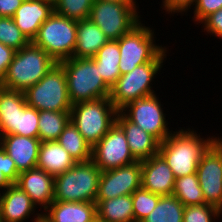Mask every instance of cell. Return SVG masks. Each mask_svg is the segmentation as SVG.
Wrapping results in <instances>:
<instances>
[{
    "label": "cell",
    "mask_w": 222,
    "mask_h": 222,
    "mask_svg": "<svg viewBox=\"0 0 222 222\" xmlns=\"http://www.w3.org/2000/svg\"><path fill=\"white\" fill-rule=\"evenodd\" d=\"M183 128L173 131L161 142L158 151L175 178L196 173L202 155L218 138L211 136L204 139L193 128Z\"/></svg>",
    "instance_id": "cell-1"
},
{
    "label": "cell",
    "mask_w": 222,
    "mask_h": 222,
    "mask_svg": "<svg viewBox=\"0 0 222 222\" xmlns=\"http://www.w3.org/2000/svg\"><path fill=\"white\" fill-rule=\"evenodd\" d=\"M57 62L30 42L16 51L0 86L25 92L38 83Z\"/></svg>",
    "instance_id": "cell-2"
},
{
    "label": "cell",
    "mask_w": 222,
    "mask_h": 222,
    "mask_svg": "<svg viewBox=\"0 0 222 222\" xmlns=\"http://www.w3.org/2000/svg\"><path fill=\"white\" fill-rule=\"evenodd\" d=\"M59 64L65 70L72 105L110 96L111 88L103 81L93 58L72 57Z\"/></svg>",
    "instance_id": "cell-3"
},
{
    "label": "cell",
    "mask_w": 222,
    "mask_h": 222,
    "mask_svg": "<svg viewBox=\"0 0 222 222\" xmlns=\"http://www.w3.org/2000/svg\"><path fill=\"white\" fill-rule=\"evenodd\" d=\"M154 30L141 21L118 39L120 49L119 70L121 75L131 72L136 66L148 62H164L167 47L155 42Z\"/></svg>",
    "instance_id": "cell-4"
},
{
    "label": "cell",
    "mask_w": 222,
    "mask_h": 222,
    "mask_svg": "<svg viewBox=\"0 0 222 222\" xmlns=\"http://www.w3.org/2000/svg\"><path fill=\"white\" fill-rule=\"evenodd\" d=\"M102 171L90 160L54 177V201L94 202Z\"/></svg>",
    "instance_id": "cell-5"
},
{
    "label": "cell",
    "mask_w": 222,
    "mask_h": 222,
    "mask_svg": "<svg viewBox=\"0 0 222 222\" xmlns=\"http://www.w3.org/2000/svg\"><path fill=\"white\" fill-rule=\"evenodd\" d=\"M39 111L26 103L24 92L0 86V136L38 138Z\"/></svg>",
    "instance_id": "cell-6"
},
{
    "label": "cell",
    "mask_w": 222,
    "mask_h": 222,
    "mask_svg": "<svg viewBox=\"0 0 222 222\" xmlns=\"http://www.w3.org/2000/svg\"><path fill=\"white\" fill-rule=\"evenodd\" d=\"M118 110L109 97L72 105L70 120L82 134L85 141L93 147L116 122Z\"/></svg>",
    "instance_id": "cell-7"
},
{
    "label": "cell",
    "mask_w": 222,
    "mask_h": 222,
    "mask_svg": "<svg viewBox=\"0 0 222 222\" xmlns=\"http://www.w3.org/2000/svg\"><path fill=\"white\" fill-rule=\"evenodd\" d=\"M77 21L55 11L40 26L32 43L57 63L72 58L76 48Z\"/></svg>",
    "instance_id": "cell-8"
},
{
    "label": "cell",
    "mask_w": 222,
    "mask_h": 222,
    "mask_svg": "<svg viewBox=\"0 0 222 222\" xmlns=\"http://www.w3.org/2000/svg\"><path fill=\"white\" fill-rule=\"evenodd\" d=\"M24 95L27 105L38 111H70L72 107L65 70L59 63L38 83L28 88Z\"/></svg>",
    "instance_id": "cell-9"
},
{
    "label": "cell",
    "mask_w": 222,
    "mask_h": 222,
    "mask_svg": "<svg viewBox=\"0 0 222 222\" xmlns=\"http://www.w3.org/2000/svg\"><path fill=\"white\" fill-rule=\"evenodd\" d=\"M162 67L163 62H148L120 75L110 90L109 98L113 106L120 111L133 101L155 94L152 89L153 79Z\"/></svg>",
    "instance_id": "cell-10"
},
{
    "label": "cell",
    "mask_w": 222,
    "mask_h": 222,
    "mask_svg": "<svg viewBox=\"0 0 222 222\" xmlns=\"http://www.w3.org/2000/svg\"><path fill=\"white\" fill-rule=\"evenodd\" d=\"M136 3L94 0L89 19L109 40H118L141 21Z\"/></svg>",
    "instance_id": "cell-11"
},
{
    "label": "cell",
    "mask_w": 222,
    "mask_h": 222,
    "mask_svg": "<svg viewBox=\"0 0 222 222\" xmlns=\"http://www.w3.org/2000/svg\"><path fill=\"white\" fill-rule=\"evenodd\" d=\"M161 106L159 97L153 94L127 104L120 112L161 143L173 132L169 130L166 113Z\"/></svg>",
    "instance_id": "cell-12"
},
{
    "label": "cell",
    "mask_w": 222,
    "mask_h": 222,
    "mask_svg": "<svg viewBox=\"0 0 222 222\" xmlns=\"http://www.w3.org/2000/svg\"><path fill=\"white\" fill-rule=\"evenodd\" d=\"M91 160L101 171L135 163L122 128L115 122L107 134L91 150Z\"/></svg>",
    "instance_id": "cell-13"
},
{
    "label": "cell",
    "mask_w": 222,
    "mask_h": 222,
    "mask_svg": "<svg viewBox=\"0 0 222 222\" xmlns=\"http://www.w3.org/2000/svg\"><path fill=\"white\" fill-rule=\"evenodd\" d=\"M197 176L206 204L222 211V138L218 137L204 152Z\"/></svg>",
    "instance_id": "cell-14"
},
{
    "label": "cell",
    "mask_w": 222,
    "mask_h": 222,
    "mask_svg": "<svg viewBox=\"0 0 222 222\" xmlns=\"http://www.w3.org/2000/svg\"><path fill=\"white\" fill-rule=\"evenodd\" d=\"M141 179V161L102 171L95 199L96 205L102 200L131 195L136 189L141 187Z\"/></svg>",
    "instance_id": "cell-15"
},
{
    "label": "cell",
    "mask_w": 222,
    "mask_h": 222,
    "mask_svg": "<svg viewBox=\"0 0 222 222\" xmlns=\"http://www.w3.org/2000/svg\"><path fill=\"white\" fill-rule=\"evenodd\" d=\"M41 141L21 135L0 136V146L15 162L19 173L36 168Z\"/></svg>",
    "instance_id": "cell-16"
},
{
    "label": "cell",
    "mask_w": 222,
    "mask_h": 222,
    "mask_svg": "<svg viewBox=\"0 0 222 222\" xmlns=\"http://www.w3.org/2000/svg\"><path fill=\"white\" fill-rule=\"evenodd\" d=\"M141 170L142 188L160 196L173 194L175 177L159 153L141 161Z\"/></svg>",
    "instance_id": "cell-17"
},
{
    "label": "cell",
    "mask_w": 222,
    "mask_h": 222,
    "mask_svg": "<svg viewBox=\"0 0 222 222\" xmlns=\"http://www.w3.org/2000/svg\"><path fill=\"white\" fill-rule=\"evenodd\" d=\"M54 12V2L48 0H24L12 17L16 26L32 42L40 26Z\"/></svg>",
    "instance_id": "cell-18"
},
{
    "label": "cell",
    "mask_w": 222,
    "mask_h": 222,
    "mask_svg": "<svg viewBox=\"0 0 222 222\" xmlns=\"http://www.w3.org/2000/svg\"><path fill=\"white\" fill-rule=\"evenodd\" d=\"M36 206L45 211L54 201V176L34 168L21 172L16 183Z\"/></svg>",
    "instance_id": "cell-19"
},
{
    "label": "cell",
    "mask_w": 222,
    "mask_h": 222,
    "mask_svg": "<svg viewBox=\"0 0 222 222\" xmlns=\"http://www.w3.org/2000/svg\"><path fill=\"white\" fill-rule=\"evenodd\" d=\"M38 207L16 184H11L0 193V221L24 222Z\"/></svg>",
    "instance_id": "cell-20"
},
{
    "label": "cell",
    "mask_w": 222,
    "mask_h": 222,
    "mask_svg": "<svg viewBox=\"0 0 222 222\" xmlns=\"http://www.w3.org/2000/svg\"><path fill=\"white\" fill-rule=\"evenodd\" d=\"M47 222H93L97 218L94 202L53 201L42 212Z\"/></svg>",
    "instance_id": "cell-21"
},
{
    "label": "cell",
    "mask_w": 222,
    "mask_h": 222,
    "mask_svg": "<svg viewBox=\"0 0 222 222\" xmlns=\"http://www.w3.org/2000/svg\"><path fill=\"white\" fill-rule=\"evenodd\" d=\"M116 123L124 131L131 153L137 161H144L158 154L160 142L129 121L120 111L116 115Z\"/></svg>",
    "instance_id": "cell-22"
},
{
    "label": "cell",
    "mask_w": 222,
    "mask_h": 222,
    "mask_svg": "<svg viewBox=\"0 0 222 222\" xmlns=\"http://www.w3.org/2000/svg\"><path fill=\"white\" fill-rule=\"evenodd\" d=\"M109 39L89 18L77 21L76 48L73 58H93Z\"/></svg>",
    "instance_id": "cell-23"
},
{
    "label": "cell",
    "mask_w": 222,
    "mask_h": 222,
    "mask_svg": "<svg viewBox=\"0 0 222 222\" xmlns=\"http://www.w3.org/2000/svg\"><path fill=\"white\" fill-rule=\"evenodd\" d=\"M75 164V160L58 141L41 142L36 168L55 177L66 172Z\"/></svg>",
    "instance_id": "cell-24"
},
{
    "label": "cell",
    "mask_w": 222,
    "mask_h": 222,
    "mask_svg": "<svg viewBox=\"0 0 222 222\" xmlns=\"http://www.w3.org/2000/svg\"><path fill=\"white\" fill-rule=\"evenodd\" d=\"M93 59L99 68L103 81L111 88L121 75L118 40H109L98 50Z\"/></svg>",
    "instance_id": "cell-25"
},
{
    "label": "cell",
    "mask_w": 222,
    "mask_h": 222,
    "mask_svg": "<svg viewBox=\"0 0 222 222\" xmlns=\"http://www.w3.org/2000/svg\"><path fill=\"white\" fill-rule=\"evenodd\" d=\"M97 218L103 222H134L132 196L100 201L97 204Z\"/></svg>",
    "instance_id": "cell-26"
},
{
    "label": "cell",
    "mask_w": 222,
    "mask_h": 222,
    "mask_svg": "<svg viewBox=\"0 0 222 222\" xmlns=\"http://www.w3.org/2000/svg\"><path fill=\"white\" fill-rule=\"evenodd\" d=\"M57 141L76 163L91 160L92 147L85 141L71 120L65 126Z\"/></svg>",
    "instance_id": "cell-27"
},
{
    "label": "cell",
    "mask_w": 222,
    "mask_h": 222,
    "mask_svg": "<svg viewBox=\"0 0 222 222\" xmlns=\"http://www.w3.org/2000/svg\"><path fill=\"white\" fill-rule=\"evenodd\" d=\"M70 121V111H39L38 138L41 142L57 141Z\"/></svg>",
    "instance_id": "cell-28"
},
{
    "label": "cell",
    "mask_w": 222,
    "mask_h": 222,
    "mask_svg": "<svg viewBox=\"0 0 222 222\" xmlns=\"http://www.w3.org/2000/svg\"><path fill=\"white\" fill-rule=\"evenodd\" d=\"M173 195L184 206L205 204L197 173L175 178Z\"/></svg>",
    "instance_id": "cell-29"
},
{
    "label": "cell",
    "mask_w": 222,
    "mask_h": 222,
    "mask_svg": "<svg viewBox=\"0 0 222 222\" xmlns=\"http://www.w3.org/2000/svg\"><path fill=\"white\" fill-rule=\"evenodd\" d=\"M184 209L185 206L173 194L164 195L141 222H183Z\"/></svg>",
    "instance_id": "cell-30"
},
{
    "label": "cell",
    "mask_w": 222,
    "mask_h": 222,
    "mask_svg": "<svg viewBox=\"0 0 222 222\" xmlns=\"http://www.w3.org/2000/svg\"><path fill=\"white\" fill-rule=\"evenodd\" d=\"M94 0H55L54 11L69 19H88Z\"/></svg>",
    "instance_id": "cell-31"
},
{
    "label": "cell",
    "mask_w": 222,
    "mask_h": 222,
    "mask_svg": "<svg viewBox=\"0 0 222 222\" xmlns=\"http://www.w3.org/2000/svg\"><path fill=\"white\" fill-rule=\"evenodd\" d=\"M0 42L15 51L27 46L30 41L16 26L12 17H0Z\"/></svg>",
    "instance_id": "cell-32"
},
{
    "label": "cell",
    "mask_w": 222,
    "mask_h": 222,
    "mask_svg": "<svg viewBox=\"0 0 222 222\" xmlns=\"http://www.w3.org/2000/svg\"><path fill=\"white\" fill-rule=\"evenodd\" d=\"M134 222H141L157 206L160 195L154 194L142 187L132 194Z\"/></svg>",
    "instance_id": "cell-33"
},
{
    "label": "cell",
    "mask_w": 222,
    "mask_h": 222,
    "mask_svg": "<svg viewBox=\"0 0 222 222\" xmlns=\"http://www.w3.org/2000/svg\"><path fill=\"white\" fill-rule=\"evenodd\" d=\"M222 211L210 204L185 206L183 222H215Z\"/></svg>",
    "instance_id": "cell-34"
},
{
    "label": "cell",
    "mask_w": 222,
    "mask_h": 222,
    "mask_svg": "<svg viewBox=\"0 0 222 222\" xmlns=\"http://www.w3.org/2000/svg\"><path fill=\"white\" fill-rule=\"evenodd\" d=\"M15 162L0 146V189L5 190L11 184H16L19 177Z\"/></svg>",
    "instance_id": "cell-35"
},
{
    "label": "cell",
    "mask_w": 222,
    "mask_h": 222,
    "mask_svg": "<svg viewBox=\"0 0 222 222\" xmlns=\"http://www.w3.org/2000/svg\"><path fill=\"white\" fill-rule=\"evenodd\" d=\"M193 21L201 23L211 13L222 8V0H195L194 1Z\"/></svg>",
    "instance_id": "cell-36"
},
{
    "label": "cell",
    "mask_w": 222,
    "mask_h": 222,
    "mask_svg": "<svg viewBox=\"0 0 222 222\" xmlns=\"http://www.w3.org/2000/svg\"><path fill=\"white\" fill-rule=\"evenodd\" d=\"M201 24L204 26V32L222 38V8L207 16Z\"/></svg>",
    "instance_id": "cell-37"
},
{
    "label": "cell",
    "mask_w": 222,
    "mask_h": 222,
    "mask_svg": "<svg viewBox=\"0 0 222 222\" xmlns=\"http://www.w3.org/2000/svg\"><path fill=\"white\" fill-rule=\"evenodd\" d=\"M195 0H162V7L167 14L186 12L193 7ZM192 5V6H191Z\"/></svg>",
    "instance_id": "cell-38"
},
{
    "label": "cell",
    "mask_w": 222,
    "mask_h": 222,
    "mask_svg": "<svg viewBox=\"0 0 222 222\" xmlns=\"http://www.w3.org/2000/svg\"><path fill=\"white\" fill-rule=\"evenodd\" d=\"M16 51L0 42V84L2 83L8 66L13 60Z\"/></svg>",
    "instance_id": "cell-39"
},
{
    "label": "cell",
    "mask_w": 222,
    "mask_h": 222,
    "mask_svg": "<svg viewBox=\"0 0 222 222\" xmlns=\"http://www.w3.org/2000/svg\"><path fill=\"white\" fill-rule=\"evenodd\" d=\"M24 0H0V17H13Z\"/></svg>",
    "instance_id": "cell-40"
},
{
    "label": "cell",
    "mask_w": 222,
    "mask_h": 222,
    "mask_svg": "<svg viewBox=\"0 0 222 222\" xmlns=\"http://www.w3.org/2000/svg\"><path fill=\"white\" fill-rule=\"evenodd\" d=\"M35 216H36V218H34ZM33 218H34V221H33V222H47L46 220H44V219L42 218V212H41V213L34 214Z\"/></svg>",
    "instance_id": "cell-41"
},
{
    "label": "cell",
    "mask_w": 222,
    "mask_h": 222,
    "mask_svg": "<svg viewBox=\"0 0 222 222\" xmlns=\"http://www.w3.org/2000/svg\"><path fill=\"white\" fill-rule=\"evenodd\" d=\"M116 3H136V0H102Z\"/></svg>",
    "instance_id": "cell-42"
},
{
    "label": "cell",
    "mask_w": 222,
    "mask_h": 222,
    "mask_svg": "<svg viewBox=\"0 0 222 222\" xmlns=\"http://www.w3.org/2000/svg\"><path fill=\"white\" fill-rule=\"evenodd\" d=\"M93 222H103V221H101L98 218H96Z\"/></svg>",
    "instance_id": "cell-43"
}]
</instances>
